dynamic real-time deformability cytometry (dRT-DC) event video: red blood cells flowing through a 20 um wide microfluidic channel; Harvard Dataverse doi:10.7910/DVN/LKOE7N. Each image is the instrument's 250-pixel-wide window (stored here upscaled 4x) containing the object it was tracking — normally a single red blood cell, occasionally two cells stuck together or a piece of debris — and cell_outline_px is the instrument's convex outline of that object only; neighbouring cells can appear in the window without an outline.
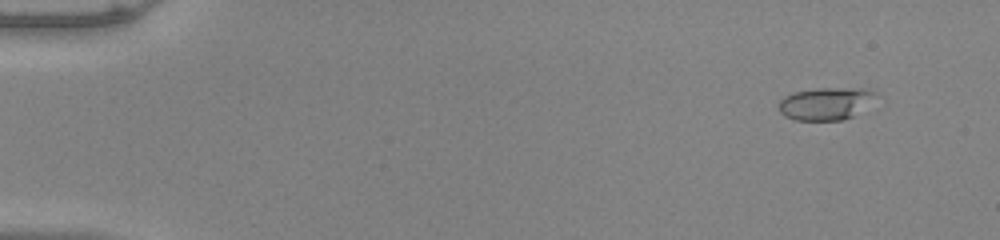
{"species": "common noctule bat (a hibernating species)", "species_latin": "Nyctalus noctula", "temperature_condition": "warm", "stored_images_in_passage": 53, "camera_frame_rate_fps": 3000, "um_per_image_px": 0.085, "animal": {"sex": "male", "body_mass_g": 20.0, "forearm_length_mm": 53.3}, "frame": {"image": 1, "passage_image": 5, "time_ms": 1.333, "image_size_px": [1000, 240], "cell_outline_px": [[872, 92], [852, 116], [844, 120], [796, 120], [784, 116], [780, 112], [780, 100], [784, 96], [792, 92], [816, 88], [864, 88]], "centroid_in_image_um": [69.98, 8.81], "position_along_channel_um": 15.0, "area_um2": 17.4}}
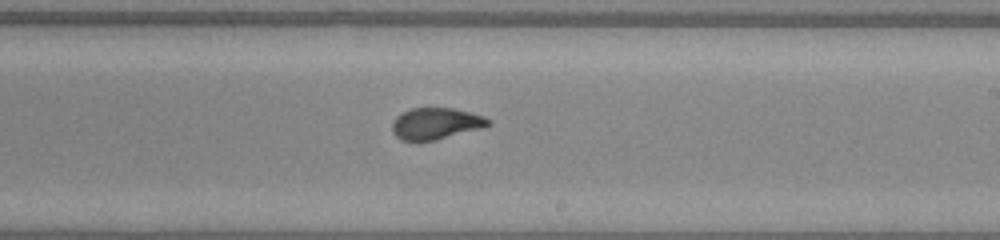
{"frame": {"image": 2, "passage_image": 33, "time_ms": 10.667, "image_size_px": [1000, 240], "cell_outline_px": [[492, 124], [480, 128], [436, 140], [400, 140], [392, 132], [392, 120], [400, 112], [412, 108], [452, 108], [484, 116], [492, 120]], "centroid_in_image_um": [37.02, 10.49], "position_along_channel_um": 252.0, "area_um2": 17.63}}
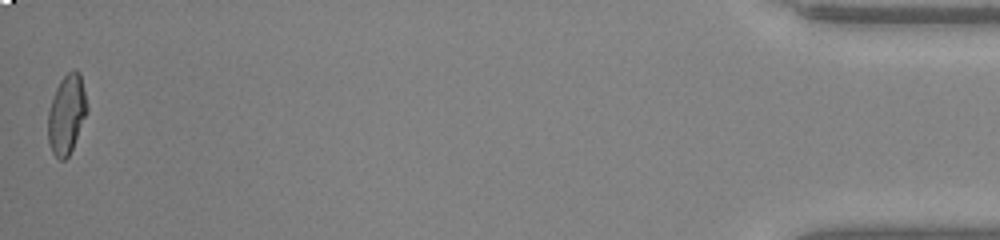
{"frame": {"image": 3, "passage_image": 53, "time_ms": 17.333, "image_size_px": [1000, 240], "cell_outline_px": [[88, 112], [72, 148], [68, 156], [64, 160], [60, 160], [52, 152], [48, 140], [48, 112], [56, 88], [60, 80], [68, 72], [76, 68], [80, 72], [88, 108]], "centroid_in_image_um": [5.67, 9.69], "position_along_channel_um": 429.5, "area_um2": 17.98}, "authors_computed_cell_mechanics": {"area_um2": 18.0336, "velocity_mm_per_s": 3.9964, "shape_relaxation_time_tau1_ms": 9.0052, "shape_relaxation_time_tau2_ms": null, "deformation_change_tau1": 0.3105, "deformation_change_tau2": null}}